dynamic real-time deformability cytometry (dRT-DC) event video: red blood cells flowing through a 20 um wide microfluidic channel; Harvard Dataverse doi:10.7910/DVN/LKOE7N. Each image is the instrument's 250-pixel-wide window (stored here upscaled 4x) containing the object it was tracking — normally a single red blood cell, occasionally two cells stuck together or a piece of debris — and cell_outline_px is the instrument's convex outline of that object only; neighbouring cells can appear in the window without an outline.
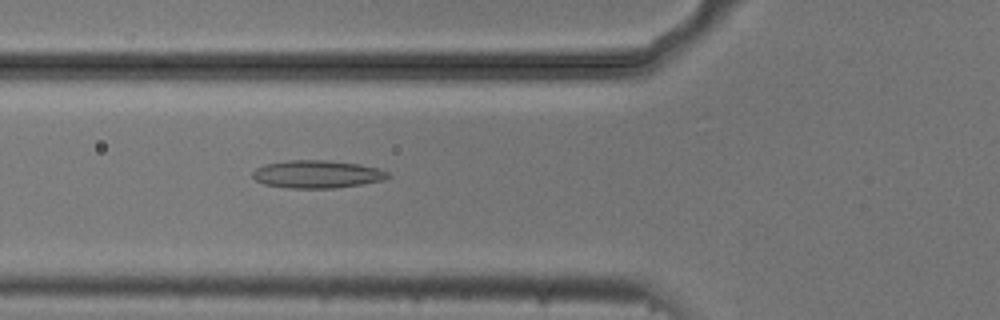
{"species": "common noctule bat (a hibernating species)", "species_latin": "Nyctalus noctula", "temperature_condition": "cold", "stored_images_in_passage": 53, "camera_frame_rate_fps": 3000, "um_per_image_px": 0.085, "animal": {"sex": "male", "body_mass_g": 20.5, "forearm_length_mm": 52.5}, "frame": {"image": 1, "passage_image": 19, "time_ms": 6.0, "image_size_px": [1000, 320], "cell_outline_px": [[392, 176], [384, 180], [336, 188], [288, 188], [264, 184], [256, 180], [252, 176], [252, 172], [256, 168], [264, 164], [288, 160], [328, 160], [360, 164], [376, 168], [388, 172]], "centroid_in_image_um": [26.94, 14.8], "position_along_channel_um": 98.9, "area_um2": 21.96}}
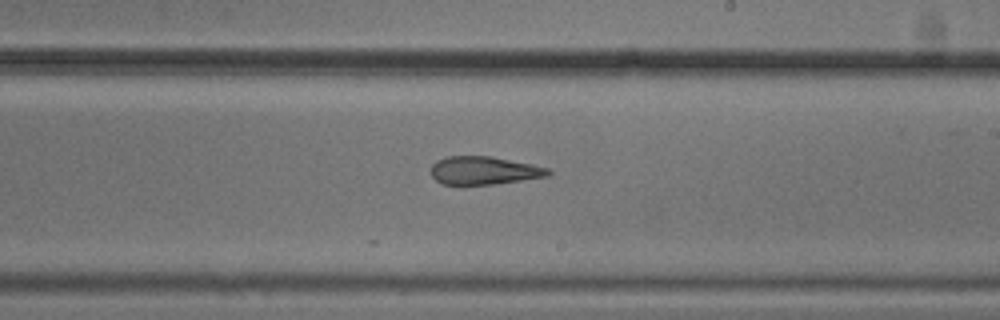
{"frame": {"image": 2, "passage_image": 31, "time_ms": 10.0, "image_size_px": [1000, 320], "cell_outline_px": [[552, 172], [548, 176], [492, 184], [444, 184], [436, 180], [432, 176], [432, 164], [436, 160], [444, 156], [492, 156], [532, 164], [548, 168]], "centroid_in_image_um": [41.13, 14.47], "position_along_channel_um": 247.9, "area_um2": 19.07}}
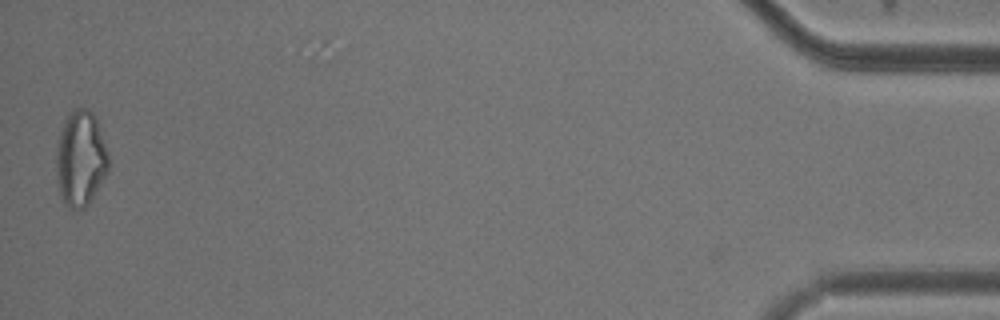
{"frame": {"image": 3, "passage_image": 53, "time_ms": 17.333, "image_size_px": [1000, 320], "cell_outline_px": [[108, 172], [88, 204], [84, 208], [68, 208], [64, 204], [60, 196], [56, 176], [56, 148], [60, 132], [64, 120], [68, 112], [72, 108], [88, 108], [96, 116], [108, 152]], "centroid_in_image_um": [6.84, 13.45], "position_along_channel_um": 428.4, "area_um2": 29.48}, "authors_computed_cell_mechanics": {"area_um2": 22.542, "velocity_mm_per_s": 3.7109, "shape_relaxation_time_tau1_ms": null, "shape_relaxation_time_tau2_ms": 7.2633, "deformation_change_tau1": null, "deformation_change_tau2": 0.2152}}